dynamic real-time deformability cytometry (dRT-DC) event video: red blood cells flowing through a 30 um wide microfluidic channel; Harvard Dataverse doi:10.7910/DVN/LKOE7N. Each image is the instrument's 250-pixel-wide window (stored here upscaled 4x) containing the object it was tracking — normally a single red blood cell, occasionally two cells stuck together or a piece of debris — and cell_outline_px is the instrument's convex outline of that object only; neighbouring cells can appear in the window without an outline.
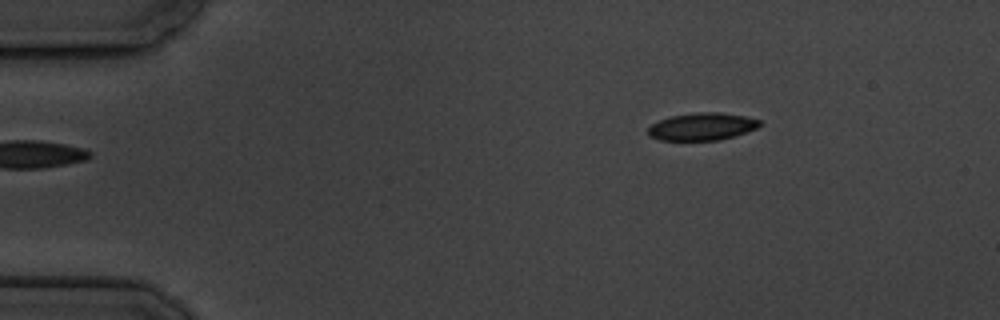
{"species": "common noctule bat (a hibernating species)", "species_latin": "Nyctalus noctula", "temperature_condition": "cold", "stored_images_in_passage": 3, "camera_frame_rate_fps": 3000, "um_per_image_px": 0.085, "animal": {"sex": "male", "body_mass_g": 19.5, "forearm_length_mm": 54.6}, "frame": {"image": 1, "passage_image": 3, "time_ms": 2.333, "image_size_px": [1000, 320], "cell_outline_px": [[764, 124], [756, 128], [720, 140], [660, 140], [648, 136], [648, 128], [652, 124], [660, 120], [672, 116], [696, 112], [720, 112], [744, 116], [760, 120]], "centroid_in_image_um": [59.67, 10.75], "position_along_channel_um": 25.3, "area_um2": 17.74}}